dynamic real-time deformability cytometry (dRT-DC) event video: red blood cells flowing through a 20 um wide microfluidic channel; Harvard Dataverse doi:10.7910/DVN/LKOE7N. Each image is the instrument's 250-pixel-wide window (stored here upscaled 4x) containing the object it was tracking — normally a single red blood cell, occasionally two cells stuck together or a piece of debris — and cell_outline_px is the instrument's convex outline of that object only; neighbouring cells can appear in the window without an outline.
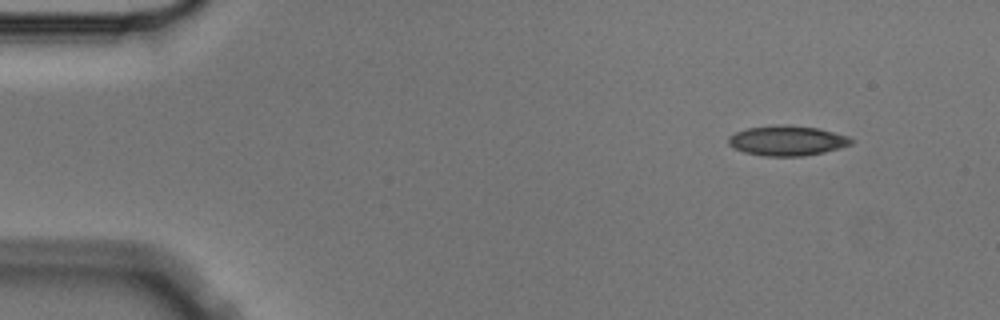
{"species": "Egyptian fruit bat (a non-hibernating species)", "species_latin": "Rousettus aegyptiacus", "temperature_condition": "cold", "stored_images_in_passage": 4, "camera_frame_rate_fps": 3000, "um_per_image_px": 0.085, "animal": {"sex": "male"}, "frame": {"image": 1, "passage_image": 1, "time_ms": 0.0, "image_size_px": [1000, 320], "cell_outline_px": [[856, 140], [852, 144], [840, 148], [824, 152], [804, 156], [764, 156], [744, 152], [732, 148], [728, 144], [728, 136], [736, 132], [748, 128], [780, 124], [788, 124], [820, 128], [848, 136]], "centroid_in_image_um": [66.92, 11.95], "position_along_channel_um": 18.1, "area_um2": 21.79}}
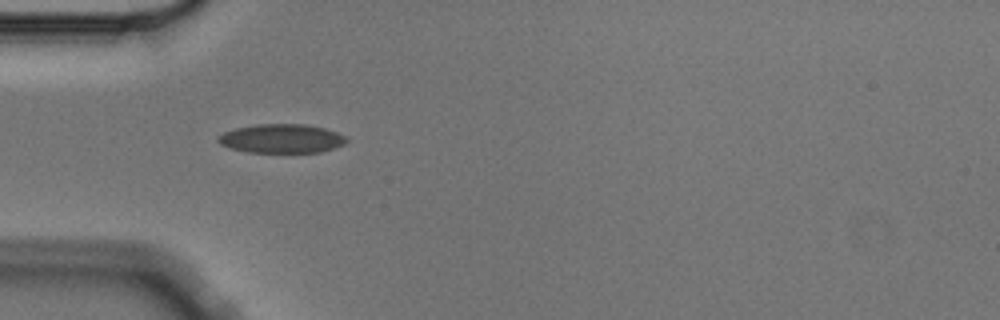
{"frame": {"image": 2, "passage_image": 4, "time_ms": 1.0, "image_size_px": [1000, 320], "cell_outline_px": [[348, 140], [344, 144], [320, 152], [248, 152], [232, 148], [220, 144], [216, 140], [216, 136], [224, 132], [236, 128], [256, 124], [304, 124], [324, 128], [336, 132], [344, 136]], "centroid_in_image_um": [23.9, 11.77], "position_along_channel_um": 61.1, "area_um2": 21.5}}